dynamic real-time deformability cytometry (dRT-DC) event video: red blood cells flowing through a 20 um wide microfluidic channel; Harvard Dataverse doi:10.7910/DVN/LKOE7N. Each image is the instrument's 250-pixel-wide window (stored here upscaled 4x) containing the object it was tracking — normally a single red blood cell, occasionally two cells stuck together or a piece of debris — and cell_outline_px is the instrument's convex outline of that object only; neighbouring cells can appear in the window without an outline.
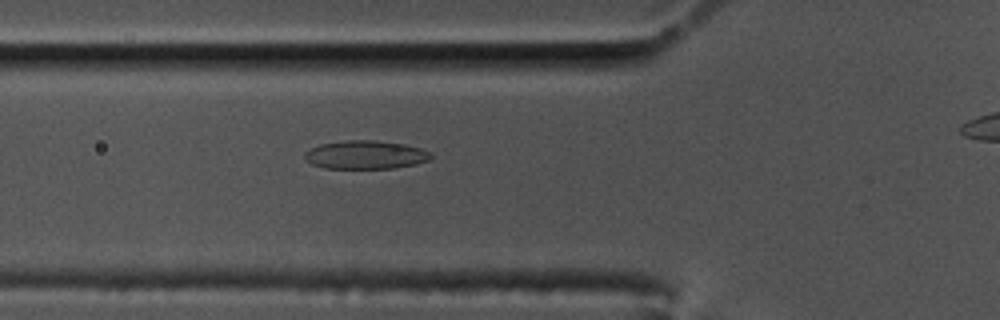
{"species": "common noctule bat (a hibernating species)", "species_latin": "Nyctalus noctula", "temperature_condition": "cold", "stored_images_in_passage": 52, "camera_frame_rate_fps": 3000, "um_per_image_px": 0.085, "animal": {"sex": "male", "body_mass_g": 17.5, "forearm_length_mm": 52.3}, "frame": {"image": 1, "passage_image": 21, "time_ms": 6.667, "image_size_px": [1000, 320], "cell_outline_px": [[432, 156], [428, 160], [416, 164], [392, 168], [324, 168], [312, 164], [304, 160], [304, 152], [320, 144], [348, 140], [376, 140], [404, 144], [420, 148], [432, 152]], "centroid_in_image_um": [31.06, 13.15], "position_along_channel_um": 94.7, "area_um2": 20.92}}
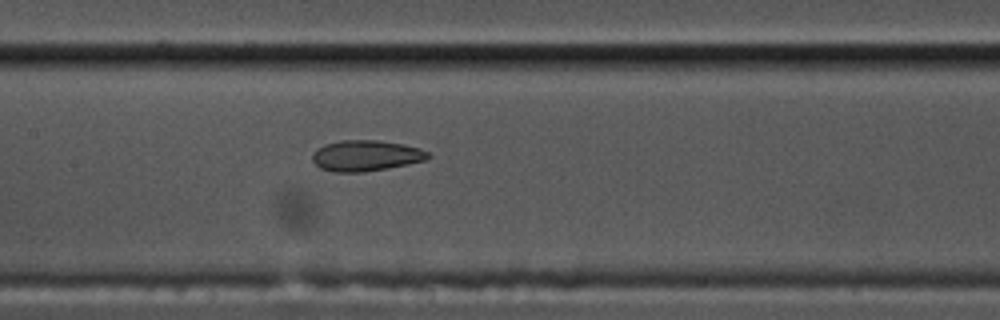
{"frame": {"image": 2, "passage_image": 28, "time_ms": 9.0, "image_size_px": [1000, 320], "cell_outline_px": [[432, 156], [428, 160], [408, 164], [364, 172], [336, 172], [320, 168], [312, 160], [312, 152], [316, 148], [324, 144], [340, 140], [376, 140], [404, 144], [420, 148], [428, 152]], "centroid_in_image_um": [31.1, 13.22], "position_along_channel_um": 176.3, "area_um2": 20.98}}
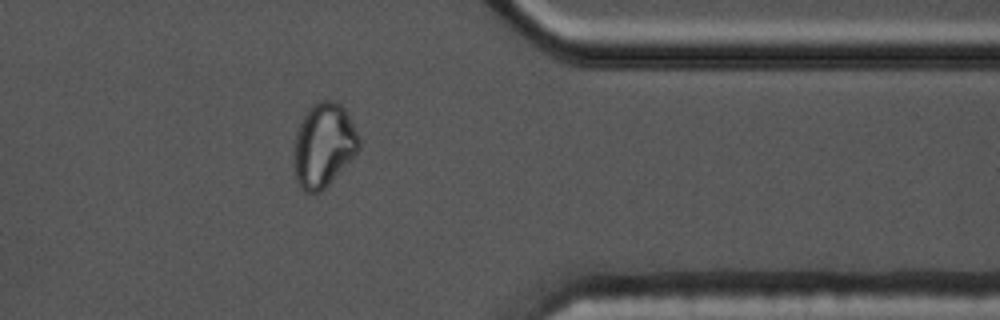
{"frame": {"image": 3, "passage_image": 47, "time_ms": 15.333, "image_size_px": [1000, 320], "cell_outline_px": [[360, 148], [328, 184], [320, 192], [304, 192], [300, 188], [296, 180], [296, 132], [304, 112], [312, 104], [320, 100], [336, 100], [344, 108], [360, 136]], "centroid_in_image_um": [27.53, 12.29], "position_along_channel_um": 383.9, "area_um2": 31.39}, "authors_computed_cell_mechanics": {"area_um2": 21.3571, "velocity_mm_per_s": 3.4817, "shape_relaxation_time_tau1_ms": null, "shape_relaxation_time_tau2_ms": 1.9961, "deformation_change_tau1": null, "deformation_change_tau2": 0.0714}}